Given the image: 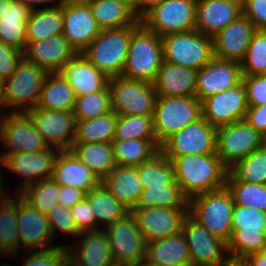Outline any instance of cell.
I'll return each instance as SVG.
<instances>
[{
	"instance_id": "obj_1",
	"label": "cell",
	"mask_w": 266,
	"mask_h": 266,
	"mask_svg": "<svg viewBox=\"0 0 266 266\" xmlns=\"http://www.w3.org/2000/svg\"><path fill=\"white\" fill-rule=\"evenodd\" d=\"M168 159L174 167L175 181L188 199L226 186L229 169L216 153L183 155Z\"/></svg>"
},
{
	"instance_id": "obj_2",
	"label": "cell",
	"mask_w": 266,
	"mask_h": 266,
	"mask_svg": "<svg viewBox=\"0 0 266 266\" xmlns=\"http://www.w3.org/2000/svg\"><path fill=\"white\" fill-rule=\"evenodd\" d=\"M140 25L138 20L131 26L102 29L81 53L108 78L122 76L132 33Z\"/></svg>"
},
{
	"instance_id": "obj_3",
	"label": "cell",
	"mask_w": 266,
	"mask_h": 266,
	"mask_svg": "<svg viewBox=\"0 0 266 266\" xmlns=\"http://www.w3.org/2000/svg\"><path fill=\"white\" fill-rule=\"evenodd\" d=\"M235 203L227 187L201 193L188 200L189 215L226 244L232 236Z\"/></svg>"
},
{
	"instance_id": "obj_4",
	"label": "cell",
	"mask_w": 266,
	"mask_h": 266,
	"mask_svg": "<svg viewBox=\"0 0 266 266\" xmlns=\"http://www.w3.org/2000/svg\"><path fill=\"white\" fill-rule=\"evenodd\" d=\"M163 63L161 36L142 24L132 33L122 76L153 84Z\"/></svg>"
},
{
	"instance_id": "obj_5",
	"label": "cell",
	"mask_w": 266,
	"mask_h": 266,
	"mask_svg": "<svg viewBox=\"0 0 266 266\" xmlns=\"http://www.w3.org/2000/svg\"><path fill=\"white\" fill-rule=\"evenodd\" d=\"M266 251V213L249 206L235 204L232 215V236L227 253L244 259Z\"/></svg>"
},
{
	"instance_id": "obj_6",
	"label": "cell",
	"mask_w": 266,
	"mask_h": 266,
	"mask_svg": "<svg viewBox=\"0 0 266 266\" xmlns=\"http://www.w3.org/2000/svg\"><path fill=\"white\" fill-rule=\"evenodd\" d=\"M47 75L48 72L23 57L16 71L4 80L0 109L19 107L13 112L25 113L37 107ZM19 109L22 110L19 111Z\"/></svg>"
},
{
	"instance_id": "obj_7",
	"label": "cell",
	"mask_w": 266,
	"mask_h": 266,
	"mask_svg": "<svg viewBox=\"0 0 266 266\" xmlns=\"http://www.w3.org/2000/svg\"><path fill=\"white\" fill-rule=\"evenodd\" d=\"M163 61L201 69L214 58L213 40L198 30L172 33L161 37Z\"/></svg>"
},
{
	"instance_id": "obj_8",
	"label": "cell",
	"mask_w": 266,
	"mask_h": 266,
	"mask_svg": "<svg viewBox=\"0 0 266 266\" xmlns=\"http://www.w3.org/2000/svg\"><path fill=\"white\" fill-rule=\"evenodd\" d=\"M202 118V103L196 97H159L153 115L157 143Z\"/></svg>"
},
{
	"instance_id": "obj_9",
	"label": "cell",
	"mask_w": 266,
	"mask_h": 266,
	"mask_svg": "<svg viewBox=\"0 0 266 266\" xmlns=\"http://www.w3.org/2000/svg\"><path fill=\"white\" fill-rule=\"evenodd\" d=\"M108 87L117 115H154L157 94L153 84L118 76L109 78Z\"/></svg>"
},
{
	"instance_id": "obj_10",
	"label": "cell",
	"mask_w": 266,
	"mask_h": 266,
	"mask_svg": "<svg viewBox=\"0 0 266 266\" xmlns=\"http://www.w3.org/2000/svg\"><path fill=\"white\" fill-rule=\"evenodd\" d=\"M197 0H162L141 19L149 31L163 37L196 29Z\"/></svg>"
},
{
	"instance_id": "obj_11",
	"label": "cell",
	"mask_w": 266,
	"mask_h": 266,
	"mask_svg": "<svg viewBox=\"0 0 266 266\" xmlns=\"http://www.w3.org/2000/svg\"><path fill=\"white\" fill-rule=\"evenodd\" d=\"M104 231L108 236L115 266H137L145 259L147 242L131 212L108 225Z\"/></svg>"
},
{
	"instance_id": "obj_12",
	"label": "cell",
	"mask_w": 266,
	"mask_h": 266,
	"mask_svg": "<svg viewBox=\"0 0 266 266\" xmlns=\"http://www.w3.org/2000/svg\"><path fill=\"white\" fill-rule=\"evenodd\" d=\"M261 147V134L245 119L217 128L216 154L230 169Z\"/></svg>"
},
{
	"instance_id": "obj_13",
	"label": "cell",
	"mask_w": 266,
	"mask_h": 266,
	"mask_svg": "<svg viewBox=\"0 0 266 266\" xmlns=\"http://www.w3.org/2000/svg\"><path fill=\"white\" fill-rule=\"evenodd\" d=\"M48 147L70 151L76 137L77 122L73 111L35 107L25 112Z\"/></svg>"
},
{
	"instance_id": "obj_14",
	"label": "cell",
	"mask_w": 266,
	"mask_h": 266,
	"mask_svg": "<svg viewBox=\"0 0 266 266\" xmlns=\"http://www.w3.org/2000/svg\"><path fill=\"white\" fill-rule=\"evenodd\" d=\"M217 129L203 117L174 133L160 145L167 158L216 153Z\"/></svg>"
},
{
	"instance_id": "obj_15",
	"label": "cell",
	"mask_w": 266,
	"mask_h": 266,
	"mask_svg": "<svg viewBox=\"0 0 266 266\" xmlns=\"http://www.w3.org/2000/svg\"><path fill=\"white\" fill-rule=\"evenodd\" d=\"M130 212L148 243L180 234L189 208L135 207Z\"/></svg>"
},
{
	"instance_id": "obj_16",
	"label": "cell",
	"mask_w": 266,
	"mask_h": 266,
	"mask_svg": "<svg viewBox=\"0 0 266 266\" xmlns=\"http://www.w3.org/2000/svg\"><path fill=\"white\" fill-rule=\"evenodd\" d=\"M63 35L81 53L102 31L86 0H67L62 5Z\"/></svg>"
},
{
	"instance_id": "obj_17",
	"label": "cell",
	"mask_w": 266,
	"mask_h": 266,
	"mask_svg": "<svg viewBox=\"0 0 266 266\" xmlns=\"http://www.w3.org/2000/svg\"><path fill=\"white\" fill-rule=\"evenodd\" d=\"M201 103L202 117L216 129L243 120L248 109L242 81L233 88L204 99Z\"/></svg>"
},
{
	"instance_id": "obj_18",
	"label": "cell",
	"mask_w": 266,
	"mask_h": 266,
	"mask_svg": "<svg viewBox=\"0 0 266 266\" xmlns=\"http://www.w3.org/2000/svg\"><path fill=\"white\" fill-rule=\"evenodd\" d=\"M0 137L7 147L4 154L37 152L48 148L26 113L12 112L2 116Z\"/></svg>"
},
{
	"instance_id": "obj_19",
	"label": "cell",
	"mask_w": 266,
	"mask_h": 266,
	"mask_svg": "<svg viewBox=\"0 0 266 266\" xmlns=\"http://www.w3.org/2000/svg\"><path fill=\"white\" fill-rule=\"evenodd\" d=\"M241 65L214 57L197 70L195 97L204 99L237 86L242 81Z\"/></svg>"
},
{
	"instance_id": "obj_20",
	"label": "cell",
	"mask_w": 266,
	"mask_h": 266,
	"mask_svg": "<svg viewBox=\"0 0 266 266\" xmlns=\"http://www.w3.org/2000/svg\"><path fill=\"white\" fill-rule=\"evenodd\" d=\"M192 265L218 266L226 258L222 251H227V244L213 236L204 226L188 215L183 224Z\"/></svg>"
},
{
	"instance_id": "obj_21",
	"label": "cell",
	"mask_w": 266,
	"mask_h": 266,
	"mask_svg": "<svg viewBox=\"0 0 266 266\" xmlns=\"http://www.w3.org/2000/svg\"><path fill=\"white\" fill-rule=\"evenodd\" d=\"M59 150L48 147L37 152H21L1 155L2 165L13 173L25 177V182L19 186L18 192L29 184L50 179L53 165Z\"/></svg>"
},
{
	"instance_id": "obj_22",
	"label": "cell",
	"mask_w": 266,
	"mask_h": 266,
	"mask_svg": "<svg viewBox=\"0 0 266 266\" xmlns=\"http://www.w3.org/2000/svg\"><path fill=\"white\" fill-rule=\"evenodd\" d=\"M256 30L252 21L241 15L212 37L214 57L241 63Z\"/></svg>"
},
{
	"instance_id": "obj_23",
	"label": "cell",
	"mask_w": 266,
	"mask_h": 266,
	"mask_svg": "<svg viewBox=\"0 0 266 266\" xmlns=\"http://www.w3.org/2000/svg\"><path fill=\"white\" fill-rule=\"evenodd\" d=\"M77 52L63 34L39 42L26 43L23 56L48 73H59L66 62Z\"/></svg>"
},
{
	"instance_id": "obj_24",
	"label": "cell",
	"mask_w": 266,
	"mask_h": 266,
	"mask_svg": "<svg viewBox=\"0 0 266 266\" xmlns=\"http://www.w3.org/2000/svg\"><path fill=\"white\" fill-rule=\"evenodd\" d=\"M241 15L242 0H197L196 30L213 37Z\"/></svg>"
},
{
	"instance_id": "obj_25",
	"label": "cell",
	"mask_w": 266,
	"mask_h": 266,
	"mask_svg": "<svg viewBox=\"0 0 266 266\" xmlns=\"http://www.w3.org/2000/svg\"><path fill=\"white\" fill-rule=\"evenodd\" d=\"M18 230L19 249L21 245L27 250H45L50 246L52 231L47 216L32 208L18 195ZM49 246H48V245ZM39 247V248H38Z\"/></svg>"
},
{
	"instance_id": "obj_26",
	"label": "cell",
	"mask_w": 266,
	"mask_h": 266,
	"mask_svg": "<svg viewBox=\"0 0 266 266\" xmlns=\"http://www.w3.org/2000/svg\"><path fill=\"white\" fill-rule=\"evenodd\" d=\"M68 82L76 97L104 90L109 78L82 54L69 59L59 72Z\"/></svg>"
},
{
	"instance_id": "obj_27",
	"label": "cell",
	"mask_w": 266,
	"mask_h": 266,
	"mask_svg": "<svg viewBox=\"0 0 266 266\" xmlns=\"http://www.w3.org/2000/svg\"><path fill=\"white\" fill-rule=\"evenodd\" d=\"M60 186H70L88 193L100 184V179L71 151H59L51 177Z\"/></svg>"
},
{
	"instance_id": "obj_28",
	"label": "cell",
	"mask_w": 266,
	"mask_h": 266,
	"mask_svg": "<svg viewBox=\"0 0 266 266\" xmlns=\"http://www.w3.org/2000/svg\"><path fill=\"white\" fill-rule=\"evenodd\" d=\"M197 70L163 61L154 89L159 97H195Z\"/></svg>"
},
{
	"instance_id": "obj_29",
	"label": "cell",
	"mask_w": 266,
	"mask_h": 266,
	"mask_svg": "<svg viewBox=\"0 0 266 266\" xmlns=\"http://www.w3.org/2000/svg\"><path fill=\"white\" fill-rule=\"evenodd\" d=\"M81 248H67L69 263L73 266H115L108 236L104 229L85 231L79 236Z\"/></svg>"
},
{
	"instance_id": "obj_30",
	"label": "cell",
	"mask_w": 266,
	"mask_h": 266,
	"mask_svg": "<svg viewBox=\"0 0 266 266\" xmlns=\"http://www.w3.org/2000/svg\"><path fill=\"white\" fill-rule=\"evenodd\" d=\"M100 183L130 211L136 207L144 189L136 167L116 166Z\"/></svg>"
},
{
	"instance_id": "obj_31",
	"label": "cell",
	"mask_w": 266,
	"mask_h": 266,
	"mask_svg": "<svg viewBox=\"0 0 266 266\" xmlns=\"http://www.w3.org/2000/svg\"><path fill=\"white\" fill-rule=\"evenodd\" d=\"M145 260L160 266H190L185 235L180 234L146 243Z\"/></svg>"
},
{
	"instance_id": "obj_32",
	"label": "cell",
	"mask_w": 266,
	"mask_h": 266,
	"mask_svg": "<svg viewBox=\"0 0 266 266\" xmlns=\"http://www.w3.org/2000/svg\"><path fill=\"white\" fill-rule=\"evenodd\" d=\"M31 9L18 0H11L3 18L0 19V41L15 49L24 51L26 47V24Z\"/></svg>"
},
{
	"instance_id": "obj_33",
	"label": "cell",
	"mask_w": 266,
	"mask_h": 266,
	"mask_svg": "<svg viewBox=\"0 0 266 266\" xmlns=\"http://www.w3.org/2000/svg\"><path fill=\"white\" fill-rule=\"evenodd\" d=\"M51 5L31 11L26 24V43L39 42L51 36L63 34L62 5Z\"/></svg>"
},
{
	"instance_id": "obj_34",
	"label": "cell",
	"mask_w": 266,
	"mask_h": 266,
	"mask_svg": "<svg viewBox=\"0 0 266 266\" xmlns=\"http://www.w3.org/2000/svg\"><path fill=\"white\" fill-rule=\"evenodd\" d=\"M76 96L60 73H48L37 107L46 110L73 111Z\"/></svg>"
},
{
	"instance_id": "obj_35",
	"label": "cell",
	"mask_w": 266,
	"mask_h": 266,
	"mask_svg": "<svg viewBox=\"0 0 266 266\" xmlns=\"http://www.w3.org/2000/svg\"><path fill=\"white\" fill-rule=\"evenodd\" d=\"M70 151L88 166L100 181L116 167L112 143H73Z\"/></svg>"
},
{
	"instance_id": "obj_36",
	"label": "cell",
	"mask_w": 266,
	"mask_h": 266,
	"mask_svg": "<svg viewBox=\"0 0 266 266\" xmlns=\"http://www.w3.org/2000/svg\"><path fill=\"white\" fill-rule=\"evenodd\" d=\"M101 29L122 28L134 25L139 19L133 11L117 0H86Z\"/></svg>"
},
{
	"instance_id": "obj_37",
	"label": "cell",
	"mask_w": 266,
	"mask_h": 266,
	"mask_svg": "<svg viewBox=\"0 0 266 266\" xmlns=\"http://www.w3.org/2000/svg\"><path fill=\"white\" fill-rule=\"evenodd\" d=\"M112 146L116 166L137 167L160 151L157 140H113Z\"/></svg>"
},
{
	"instance_id": "obj_38",
	"label": "cell",
	"mask_w": 266,
	"mask_h": 266,
	"mask_svg": "<svg viewBox=\"0 0 266 266\" xmlns=\"http://www.w3.org/2000/svg\"><path fill=\"white\" fill-rule=\"evenodd\" d=\"M117 117V113L112 110L93 119L77 121L74 143H112Z\"/></svg>"
},
{
	"instance_id": "obj_39",
	"label": "cell",
	"mask_w": 266,
	"mask_h": 266,
	"mask_svg": "<svg viewBox=\"0 0 266 266\" xmlns=\"http://www.w3.org/2000/svg\"><path fill=\"white\" fill-rule=\"evenodd\" d=\"M7 197L0 202V253L13 256L19 249L18 194Z\"/></svg>"
},
{
	"instance_id": "obj_40",
	"label": "cell",
	"mask_w": 266,
	"mask_h": 266,
	"mask_svg": "<svg viewBox=\"0 0 266 266\" xmlns=\"http://www.w3.org/2000/svg\"><path fill=\"white\" fill-rule=\"evenodd\" d=\"M85 198L94 211L96 227L102 221L107 227L130 213V210L117 201L101 183L86 193Z\"/></svg>"
},
{
	"instance_id": "obj_41",
	"label": "cell",
	"mask_w": 266,
	"mask_h": 266,
	"mask_svg": "<svg viewBox=\"0 0 266 266\" xmlns=\"http://www.w3.org/2000/svg\"><path fill=\"white\" fill-rule=\"evenodd\" d=\"M188 200L174 181L162 187L144 188L136 207L189 208Z\"/></svg>"
},
{
	"instance_id": "obj_42",
	"label": "cell",
	"mask_w": 266,
	"mask_h": 266,
	"mask_svg": "<svg viewBox=\"0 0 266 266\" xmlns=\"http://www.w3.org/2000/svg\"><path fill=\"white\" fill-rule=\"evenodd\" d=\"M136 168L144 188L162 187L175 181L173 164L161 151Z\"/></svg>"
},
{
	"instance_id": "obj_43",
	"label": "cell",
	"mask_w": 266,
	"mask_h": 266,
	"mask_svg": "<svg viewBox=\"0 0 266 266\" xmlns=\"http://www.w3.org/2000/svg\"><path fill=\"white\" fill-rule=\"evenodd\" d=\"M59 191L60 185L50 178L29 184L17 194L32 208L46 215L58 204Z\"/></svg>"
},
{
	"instance_id": "obj_44",
	"label": "cell",
	"mask_w": 266,
	"mask_h": 266,
	"mask_svg": "<svg viewBox=\"0 0 266 266\" xmlns=\"http://www.w3.org/2000/svg\"><path fill=\"white\" fill-rule=\"evenodd\" d=\"M226 187L235 204L249 206L266 213V185L238 181L228 172Z\"/></svg>"
},
{
	"instance_id": "obj_45",
	"label": "cell",
	"mask_w": 266,
	"mask_h": 266,
	"mask_svg": "<svg viewBox=\"0 0 266 266\" xmlns=\"http://www.w3.org/2000/svg\"><path fill=\"white\" fill-rule=\"evenodd\" d=\"M157 140L153 116L118 115L114 140Z\"/></svg>"
},
{
	"instance_id": "obj_46",
	"label": "cell",
	"mask_w": 266,
	"mask_h": 266,
	"mask_svg": "<svg viewBox=\"0 0 266 266\" xmlns=\"http://www.w3.org/2000/svg\"><path fill=\"white\" fill-rule=\"evenodd\" d=\"M229 172L238 180L266 185V149L258 148L238 161Z\"/></svg>"
},
{
	"instance_id": "obj_47",
	"label": "cell",
	"mask_w": 266,
	"mask_h": 266,
	"mask_svg": "<svg viewBox=\"0 0 266 266\" xmlns=\"http://www.w3.org/2000/svg\"><path fill=\"white\" fill-rule=\"evenodd\" d=\"M111 111V93L107 86L102 91L76 97L73 113L77 122L93 119Z\"/></svg>"
},
{
	"instance_id": "obj_48",
	"label": "cell",
	"mask_w": 266,
	"mask_h": 266,
	"mask_svg": "<svg viewBox=\"0 0 266 266\" xmlns=\"http://www.w3.org/2000/svg\"><path fill=\"white\" fill-rule=\"evenodd\" d=\"M242 76L266 74V30L257 29L240 63Z\"/></svg>"
},
{
	"instance_id": "obj_49",
	"label": "cell",
	"mask_w": 266,
	"mask_h": 266,
	"mask_svg": "<svg viewBox=\"0 0 266 266\" xmlns=\"http://www.w3.org/2000/svg\"><path fill=\"white\" fill-rule=\"evenodd\" d=\"M27 256L23 266H67L69 263L68 249L61 245L45 250L36 249Z\"/></svg>"
},
{
	"instance_id": "obj_50",
	"label": "cell",
	"mask_w": 266,
	"mask_h": 266,
	"mask_svg": "<svg viewBox=\"0 0 266 266\" xmlns=\"http://www.w3.org/2000/svg\"><path fill=\"white\" fill-rule=\"evenodd\" d=\"M48 222L50 223L52 235L57 233L59 229L65 234H72L73 236H79L82 232L78 229L74 218L72 216L71 208H66L61 204H56L47 214Z\"/></svg>"
},
{
	"instance_id": "obj_51",
	"label": "cell",
	"mask_w": 266,
	"mask_h": 266,
	"mask_svg": "<svg viewBox=\"0 0 266 266\" xmlns=\"http://www.w3.org/2000/svg\"><path fill=\"white\" fill-rule=\"evenodd\" d=\"M242 83L248 106L266 104V74L243 76Z\"/></svg>"
},
{
	"instance_id": "obj_52",
	"label": "cell",
	"mask_w": 266,
	"mask_h": 266,
	"mask_svg": "<svg viewBox=\"0 0 266 266\" xmlns=\"http://www.w3.org/2000/svg\"><path fill=\"white\" fill-rule=\"evenodd\" d=\"M71 211L74 221L81 232L100 230L95 227L94 211L86 198L75 204Z\"/></svg>"
},
{
	"instance_id": "obj_53",
	"label": "cell",
	"mask_w": 266,
	"mask_h": 266,
	"mask_svg": "<svg viewBox=\"0 0 266 266\" xmlns=\"http://www.w3.org/2000/svg\"><path fill=\"white\" fill-rule=\"evenodd\" d=\"M23 57V51L0 41V76L4 80L9 78L16 71Z\"/></svg>"
},
{
	"instance_id": "obj_54",
	"label": "cell",
	"mask_w": 266,
	"mask_h": 266,
	"mask_svg": "<svg viewBox=\"0 0 266 266\" xmlns=\"http://www.w3.org/2000/svg\"><path fill=\"white\" fill-rule=\"evenodd\" d=\"M242 10L256 29L266 30V0H242Z\"/></svg>"
},
{
	"instance_id": "obj_55",
	"label": "cell",
	"mask_w": 266,
	"mask_h": 266,
	"mask_svg": "<svg viewBox=\"0 0 266 266\" xmlns=\"http://www.w3.org/2000/svg\"><path fill=\"white\" fill-rule=\"evenodd\" d=\"M260 134L266 130V104L260 106H248L244 118Z\"/></svg>"
},
{
	"instance_id": "obj_56",
	"label": "cell",
	"mask_w": 266,
	"mask_h": 266,
	"mask_svg": "<svg viewBox=\"0 0 266 266\" xmlns=\"http://www.w3.org/2000/svg\"><path fill=\"white\" fill-rule=\"evenodd\" d=\"M85 197L86 193L80 189L70 186H60L58 204L66 208H72Z\"/></svg>"
},
{
	"instance_id": "obj_57",
	"label": "cell",
	"mask_w": 266,
	"mask_h": 266,
	"mask_svg": "<svg viewBox=\"0 0 266 266\" xmlns=\"http://www.w3.org/2000/svg\"><path fill=\"white\" fill-rule=\"evenodd\" d=\"M162 0H135V16L140 20Z\"/></svg>"
},
{
	"instance_id": "obj_58",
	"label": "cell",
	"mask_w": 266,
	"mask_h": 266,
	"mask_svg": "<svg viewBox=\"0 0 266 266\" xmlns=\"http://www.w3.org/2000/svg\"><path fill=\"white\" fill-rule=\"evenodd\" d=\"M244 260L248 266H266V251L249 255Z\"/></svg>"
},
{
	"instance_id": "obj_59",
	"label": "cell",
	"mask_w": 266,
	"mask_h": 266,
	"mask_svg": "<svg viewBox=\"0 0 266 266\" xmlns=\"http://www.w3.org/2000/svg\"><path fill=\"white\" fill-rule=\"evenodd\" d=\"M20 3H22L23 5L28 6L31 10H35L36 9V5L35 4H44V3H49V2H53L54 1L58 3V5H56V7H59L61 5H63L67 0H18Z\"/></svg>"
},
{
	"instance_id": "obj_60",
	"label": "cell",
	"mask_w": 266,
	"mask_h": 266,
	"mask_svg": "<svg viewBox=\"0 0 266 266\" xmlns=\"http://www.w3.org/2000/svg\"><path fill=\"white\" fill-rule=\"evenodd\" d=\"M218 266H248L244 259L226 257Z\"/></svg>"
},
{
	"instance_id": "obj_61",
	"label": "cell",
	"mask_w": 266,
	"mask_h": 266,
	"mask_svg": "<svg viewBox=\"0 0 266 266\" xmlns=\"http://www.w3.org/2000/svg\"><path fill=\"white\" fill-rule=\"evenodd\" d=\"M11 0H0V19L3 18L4 13L6 12V7H9Z\"/></svg>"
},
{
	"instance_id": "obj_62",
	"label": "cell",
	"mask_w": 266,
	"mask_h": 266,
	"mask_svg": "<svg viewBox=\"0 0 266 266\" xmlns=\"http://www.w3.org/2000/svg\"><path fill=\"white\" fill-rule=\"evenodd\" d=\"M117 1L128 6L135 14V0H117Z\"/></svg>"
},
{
	"instance_id": "obj_63",
	"label": "cell",
	"mask_w": 266,
	"mask_h": 266,
	"mask_svg": "<svg viewBox=\"0 0 266 266\" xmlns=\"http://www.w3.org/2000/svg\"><path fill=\"white\" fill-rule=\"evenodd\" d=\"M261 147L266 149V130L261 133Z\"/></svg>"
},
{
	"instance_id": "obj_64",
	"label": "cell",
	"mask_w": 266,
	"mask_h": 266,
	"mask_svg": "<svg viewBox=\"0 0 266 266\" xmlns=\"http://www.w3.org/2000/svg\"><path fill=\"white\" fill-rule=\"evenodd\" d=\"M137 266H160V265H156V264H153V263H149L147 262L145 259L140 262Z\"/></svg>"
},
{
	"instance_id": "obj_65",
	"label": "cell",
	"mask_w": 266,
	"mask_h": 266,
	"mask_svg": "<svg viewBox=\"0 0 266 266\" xmlns=\"http://www.w3.org/2000/svg\"><path fill=\"white\" fill-rule=\"evenodd\" d=\"M2 186H3V182H0V202L5 198V196H4V192H3V188H2Z\"/></svg>"
},
{
	"instance_id": "obj_66",
	"label": "cell",
	"mask_w": 266,
	"mask_h": 266,
	"mask_svg": "<svg viewBox=\"0 0 266 266\" xmlns=\"http://www.w3.org/2000/svg\"><path fill=\"white\" fill-rule=\"evenodd\" d=\"M4 87V79L0 76V97Z\"/></svg>"
},
{
	"instance_id": "obj_67",
	"label": "cell",
	"mask_w": 266,
	"mask_h": 266,
	"mask_svg": "<svg viewBox=\"0 0 266 266\" xmlns=\"http://www.w3.org/2000/svg\"><path fill=\"white\" fill-rule=\"evenodd\" d=\"M2 163V159H1V157H0V164ZM1 174V173H0ZM2 175H0V182H2L1 180H2V177H1Z\"/></svg>"
}]
</instances>
